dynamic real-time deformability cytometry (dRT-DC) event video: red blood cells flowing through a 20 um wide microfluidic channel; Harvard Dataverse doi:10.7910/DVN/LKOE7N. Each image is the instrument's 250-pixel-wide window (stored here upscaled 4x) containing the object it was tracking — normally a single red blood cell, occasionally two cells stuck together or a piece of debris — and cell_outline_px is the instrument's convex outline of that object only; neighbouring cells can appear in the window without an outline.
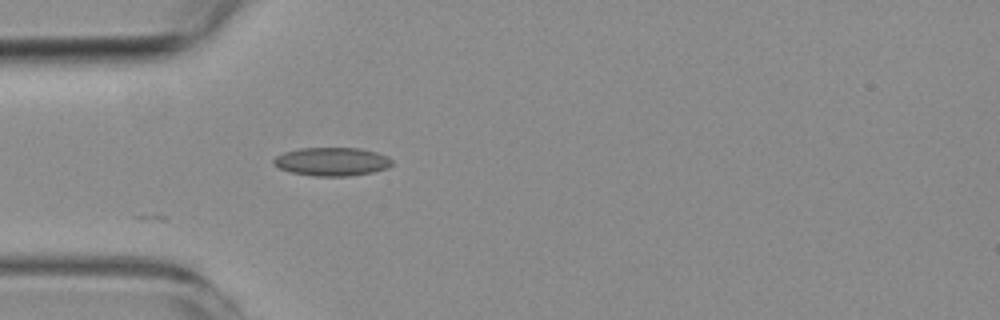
{"species": "common noctule bat (a hibernating species)", "species_latin": "Nyctalus noctula", "temperature_condition": "room temperature", "stored_images_in_passage": 1, "camera_frame_rate_fps": 3000, "um_per_image_px": 0.085, "animal": {"sex": "female", "body_mass_g": 19.3, "forearm_length_mm": 54.1}, "frame": {"image": 1, "passage_image": 1, "time_ms": 0.0, "image_size_px": [1000, 320], "cell_outline_px": [[392, 164], [388, 168], [372, 172], [348, 176], [312, 176], [288, 172], [272, 164], [272, 160], [276, 156], [284, 152], [300, 148], [360, 148], [376, 152], [388, 156], [392, 160]], "centroid_in_image_um": [28.19, 13.74], "position_along_channel_um": 56.8, "area_um2": 19.77}}